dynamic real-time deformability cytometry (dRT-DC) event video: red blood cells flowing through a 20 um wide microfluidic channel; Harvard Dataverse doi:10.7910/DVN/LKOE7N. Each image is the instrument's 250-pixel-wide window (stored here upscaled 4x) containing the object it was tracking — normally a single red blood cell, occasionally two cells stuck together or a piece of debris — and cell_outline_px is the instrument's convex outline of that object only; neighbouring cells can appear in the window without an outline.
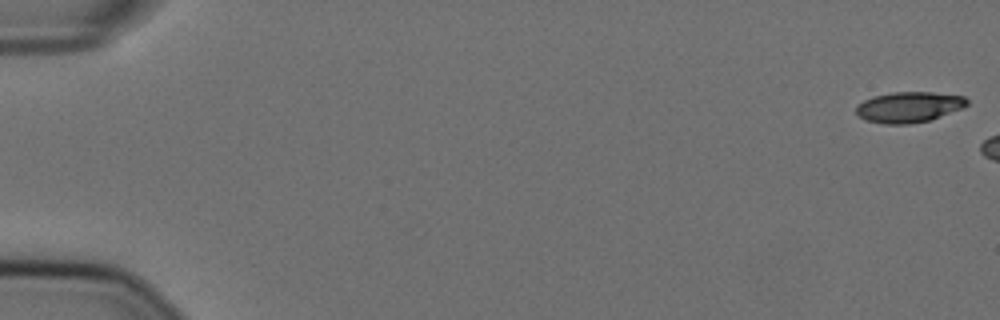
{"species": "Egyptian fruit bat (a non-hibernating species)", "species_latin": "Rousettus aegyptiacus", "temperature_condition": "cold", "stored_images_in_passage": 6, "camera_frame_rate_fps": 3000, "um_per_image_px": 0.085, "animal": {"sex": "female"}, "frame": {"image": 1, "passage_image": 1, "time_ms": 0.0, "image_size_px": [1000, 320], "cell_outline_px": [[968, 104], [964, 108], [928, 120], [908, 124], [884, 124], [864, 120], [856, 112], [856, 104], [872, 96], [892, 92], [932, 92], [964, 96], [968, 100]], "centroid_in_image_um": [77.24, 9.09], "position_along_channel_um": 7.8, "area_um2": 19.88}}